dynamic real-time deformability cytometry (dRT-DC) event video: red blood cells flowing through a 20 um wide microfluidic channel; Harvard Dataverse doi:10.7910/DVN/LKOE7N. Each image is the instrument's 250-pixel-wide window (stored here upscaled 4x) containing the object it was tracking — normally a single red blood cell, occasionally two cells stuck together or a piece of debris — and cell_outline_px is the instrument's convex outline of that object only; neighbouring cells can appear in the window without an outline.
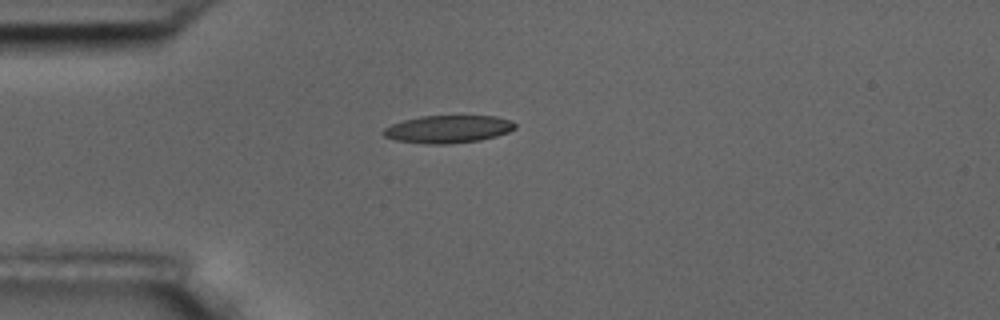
{"species": "common noctule bat (a hibernating species)", "species_latin": "Nyctalus noctula", "temperature_condition": "room temperature", "stored_images_in_passage": 3, "camera_frame_rate_fps": 3000, "um_per_image_px": 0.085, "animal": {"sex": "male", "body_mass_g": 17.5, "forearm_length_mm": 52.3}, "frame": {"image": 1, "passage_image": 1, "time_ms": 0.0, "image_size_px": [1000, 320], "cell_outline_px": [[516, 128], [508, 132], [496, 136], [480, 140], [448, 144], [424, 144], [396, 140], [384, 136], [380, 132], [384, 128], [392, 124], [404, 120], [420, 116], [496, 116], [512, 120], [516, 124]], "centroid_in_image_um": [38.09, 10.98], "position_along_channel_um": 46.9, "area_um2": 21.33}}
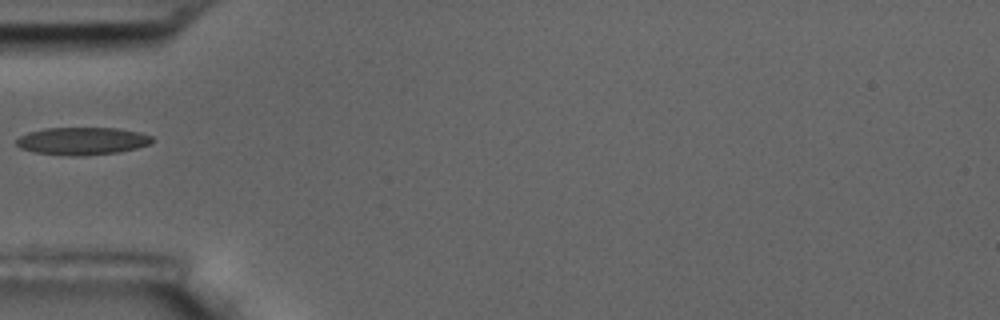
{"frame": {"image": 2, "passage_image": 2, "time_ms": 1.333, "image_size_px": [1000, 320], "cell_outline_px": [[152, 144], [120, 152], [80, 156], [72, 156], [32, 152], [20, 148], [16, 144], [16, 140], [20, 136], [28, 132], [44, 128], [116, 128], [140, 132], [152, 136]], "centroid_in_image_um": [6.99, 11.99], "position_along_channel_um": 78.0, "area_um2": 21.96}}